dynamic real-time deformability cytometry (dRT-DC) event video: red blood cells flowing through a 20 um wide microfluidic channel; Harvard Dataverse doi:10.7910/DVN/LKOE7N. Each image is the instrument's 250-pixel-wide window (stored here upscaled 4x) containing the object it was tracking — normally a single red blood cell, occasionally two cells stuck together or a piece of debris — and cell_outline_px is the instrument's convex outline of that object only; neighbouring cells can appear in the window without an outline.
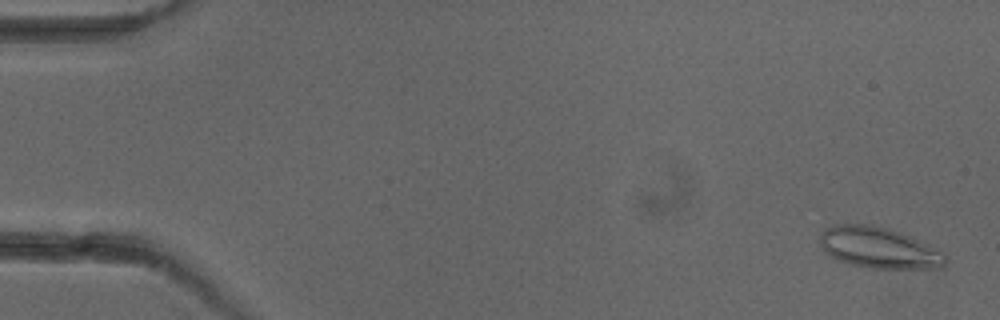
{"species": "common noctule bat (a hibernating species)", "species_latin": "Nyctalus noctula", "temperature_condition": "cold", "stored_images_in_passage": 4, "camera_frame_rate_fps": 3000, "um_per_image_px": 0.085, "animal": {"sex": "female"}, "frame": {"image": 1, "passage_image": 1, "time_ms": 0.0, "image_size_px": [1000, 320], "cell_outline_px": [[948, 260], [944, 268], [868, 268], [836, 260], [828, 256], [824, 252], [820, 244], [820, 236], [824, 228], [832, 224], [872, 224], [888, 228], [912, 236], [944, 252], [948, 256]], "centroid_in_image_um": [74.71, 21.05], "position_along_channel_um": 10.3, "area_um2": 30.63}}